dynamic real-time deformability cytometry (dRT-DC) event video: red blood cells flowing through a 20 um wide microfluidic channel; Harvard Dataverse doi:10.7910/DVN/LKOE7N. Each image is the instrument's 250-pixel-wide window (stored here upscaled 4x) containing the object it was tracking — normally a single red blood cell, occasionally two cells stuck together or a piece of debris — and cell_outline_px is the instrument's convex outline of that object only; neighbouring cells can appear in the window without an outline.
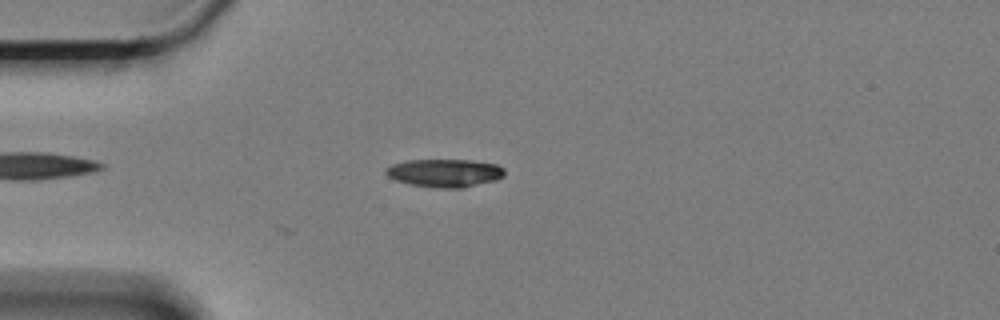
{"species": "Egyptian fruit bat (a non-hibernating species)", "species_latin": "Rousettus aegyptiacus", "temperature_condition": "cold", "stored_images_in_passage": 8, "camera_frame_rate_fps": 3000, "um_per_image_px": 0.085, "animal": {"sex": "female"}, "frame": {"image": 1, "passage_image": 8, "time_ms": 2.333, "image_size_px": [1000, 320], "cell_outline_px": [[504, 176], [496, 180], [464, 188], [432, 188], [412, 184], [396, 180], [388, 176], [384, 172], [384, 168], [392, 164], [408, 160], [472, 160], [496, 164], [504, 168]], "centroid_in_image_um": [37.8, 14.7], "position_along_channel_um": 47.2, "area_um2": 19.54}}